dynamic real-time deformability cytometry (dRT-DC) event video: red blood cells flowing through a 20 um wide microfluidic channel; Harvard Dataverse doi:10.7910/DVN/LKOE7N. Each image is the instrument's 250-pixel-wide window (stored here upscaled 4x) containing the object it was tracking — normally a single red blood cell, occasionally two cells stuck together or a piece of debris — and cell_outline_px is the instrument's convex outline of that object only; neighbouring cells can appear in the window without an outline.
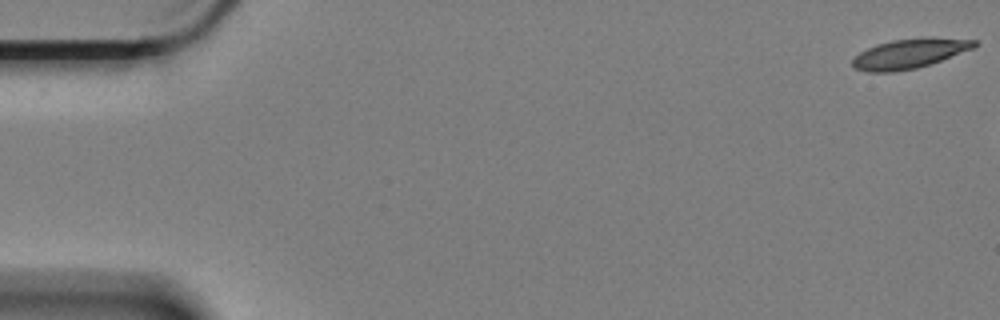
{"species": "Egyptian fruit bat (a non-hibernating species)", "species_latin": "Rousettus aegyptiacus", "temperature_condition": "cold", "stored_images_in_passage": 8, "camera_frame_rate_fps": 3000, "um_per_image_px": 0.085, "animal": {"sex": "female"}, "frame": {"image": 1, "passage_image": 1, "time_ms": 0.0, "image_size_px": [1000, 320], "cell_outline_px": [[980, 44], [976, 48], [916, 68], [892, 72], [868, 72], [856, 68], [852, 64], [852, 60], [860, 52], [876, 44], [892, 40], [924, 36], [976, 40]], "centroid_in_image_um": [77.36, 4.53], "position_along_channel_um": 7.6, "area_um2": 21.15}}